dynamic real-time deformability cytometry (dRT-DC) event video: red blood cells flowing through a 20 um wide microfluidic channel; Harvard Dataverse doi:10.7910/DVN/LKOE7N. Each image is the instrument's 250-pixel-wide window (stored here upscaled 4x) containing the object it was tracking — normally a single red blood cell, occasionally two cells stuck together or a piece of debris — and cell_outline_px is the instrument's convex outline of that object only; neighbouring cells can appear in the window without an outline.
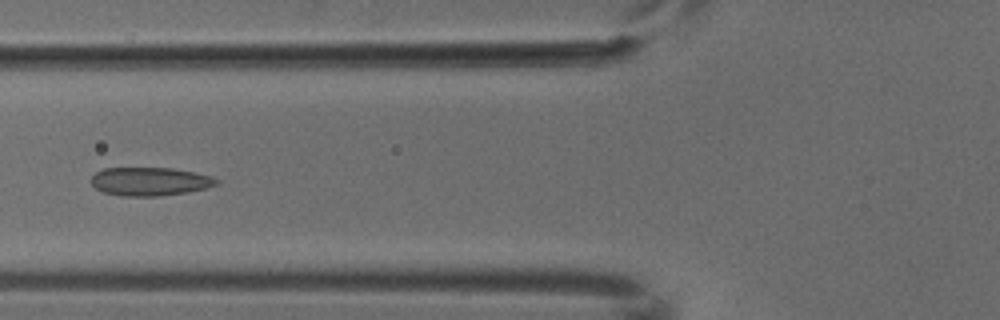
{"species": "common noctule bat (a hibernating species)", "species_latin": "Nyctalus noctula", "temperature_condition": "cold", "stored_images_in_passage": 6, "camera_frame_rate_fps": 3000, "um_per_image_px": 0.085, "animal": {"sex": "male", "body_mass_g": 18.8}, "frame": {"image": 1, "passage_image": 6, "time_ms": 1.667, "image_size_px": [1000, 320], "cell_outline_px": [[220, 180], [216, 184], [204, 188], [188, 192], [160, 196], [124, 196], [104, 192], [96, 188], [92, 184], [92, 176], [96, 172], [104, 168], [172, 168], [212, 176]], "centroid_in_image_um": [12.74, 15.42], "position_along_channel_um": 113.1, "area_um2": 20.58}}